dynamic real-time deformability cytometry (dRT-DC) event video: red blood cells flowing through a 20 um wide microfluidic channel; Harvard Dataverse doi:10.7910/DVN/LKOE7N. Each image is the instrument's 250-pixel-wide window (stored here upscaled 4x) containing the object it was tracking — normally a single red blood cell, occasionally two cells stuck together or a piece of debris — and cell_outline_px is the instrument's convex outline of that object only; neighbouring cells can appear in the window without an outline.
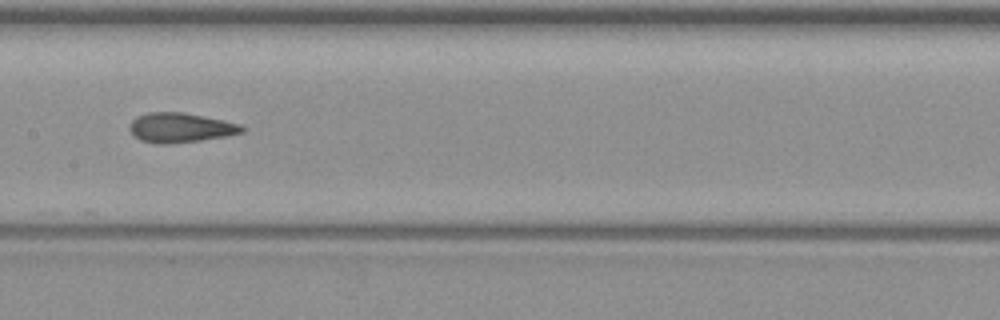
{"species": "common noctule bat (a hibernating species)", "species_latin": "Nyctalus noctula", "temperature_condition": "warm", "stored_images_in_passage": 8, "camera_frame_rate_fps": 3000, "um_per_image_px": 0.085, "animal": {"sex": "female", "body_mass_g": 19.3, "forearm_length_mm": 54.1}, "frame": {"image": 1, "passage_image": 7, "time_ms": 8.333, "image_size_px": [1000, 320], "cell_outline_px": [[244, 132], [228, 136], [200, 140], [168, 144], [156, 144], [140, 140], [132, 136], [128, 128], [132, 120], [136, 116], [148, 112], [184, 112], [224, 120], [240, 124], [244, 128]], "centroid_in_image_um": [15.3, 10.85], "position_along_channel_um": 192.1, "area_um2": 19.65}}
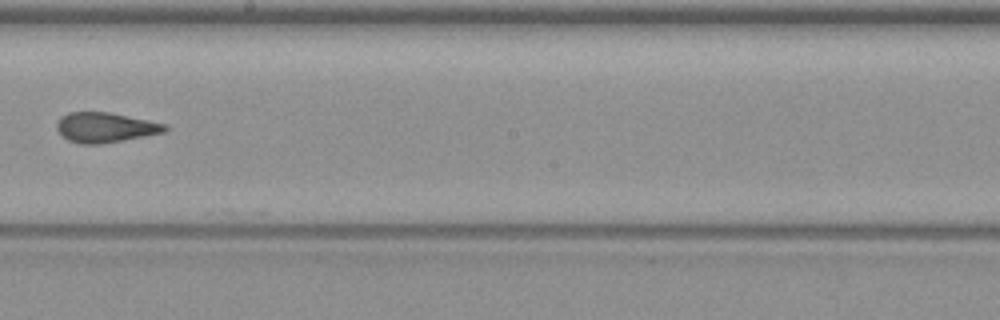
{"frame": {"image": 2, "passage_image": 8, "time_ms": 9.667, "image_size_px": [1000, 320], "cell_outline_px": [[168, 128], [164, 132], [124, 140], [100, 144], [80, 144], [68, 140], [56, 128], [56, 124], [60, 116], [68, 112], [108, 112], [168, 124]], "centroid_in_image_um": [8.94, 10.83], "position_along_channel_um": 239.3, "area_um2": 18.84}}